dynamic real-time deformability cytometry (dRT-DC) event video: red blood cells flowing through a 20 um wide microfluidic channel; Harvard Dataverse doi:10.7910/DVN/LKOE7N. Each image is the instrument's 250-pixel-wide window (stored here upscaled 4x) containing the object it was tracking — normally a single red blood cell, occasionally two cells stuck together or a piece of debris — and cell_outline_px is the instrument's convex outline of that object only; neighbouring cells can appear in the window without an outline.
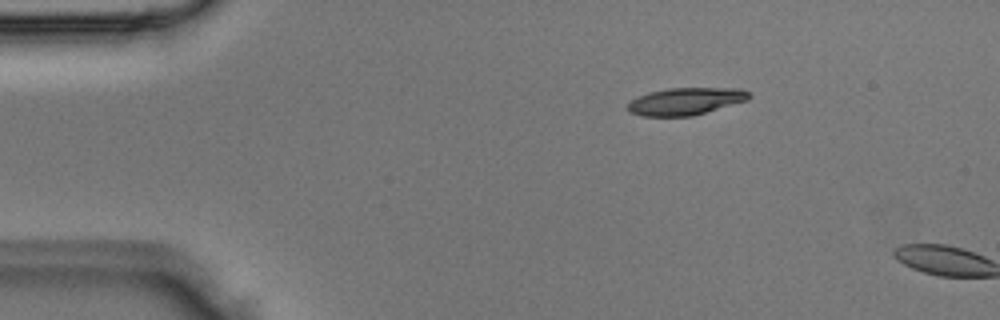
{"species": "Egyptian fruit bat (a non-hibernating species)", "species_latin": "Rousettus aegyptiacus", "temperature_condition": "room temperature", "stored_images_in_passage": 3, "camera_frame_rate_fps": 3000, "um_per_image_px": 0.085, "animal": {"sex": "male"}, "frame": {"image": 1, "passage_image": 2, "time_ms": 0.333, "image_size_px": [1000, 320], "cell_outline_px": [[752, 96], [748, 100], [692, 116], [644, 116], [632, 112], [628, 108], [628, 104], [632, 100], [648, 92], [668, 88], [740, 88], [752, 92]], "centroid_in_image_um": [58.35, 8.59], "position_along_channel_um": 26.6, "area_um2": 19.19}}